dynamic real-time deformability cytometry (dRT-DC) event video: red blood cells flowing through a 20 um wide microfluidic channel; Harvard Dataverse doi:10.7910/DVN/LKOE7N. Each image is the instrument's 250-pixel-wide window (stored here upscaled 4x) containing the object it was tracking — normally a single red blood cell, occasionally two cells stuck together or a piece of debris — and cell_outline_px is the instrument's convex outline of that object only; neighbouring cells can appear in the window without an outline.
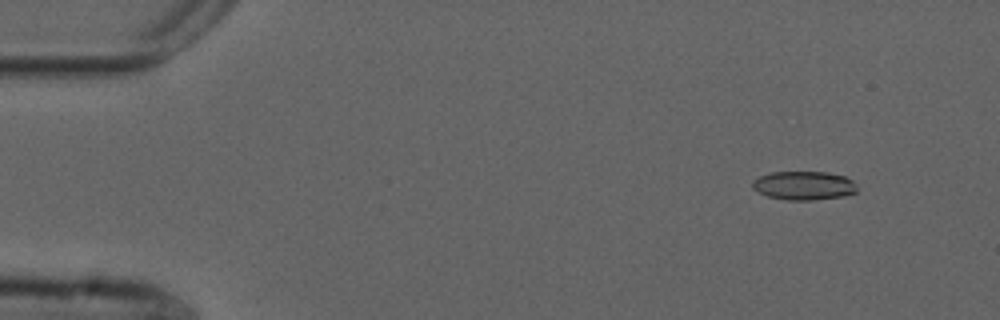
{"species": "common noctule bat (a hibernating species)", "species_latin": "Nyctalus noctula", "temperature_condition": "cold", "stored_images_in_passage": 51, "camera_frame_rate_fps": 3000, "um_per_image_px": 0.085, "animal": {"sex": "male", "forearm_length_mm": 52.5}, "frame": {"image": 1, "passage_image": 2, "time_ms": 0.333, "image_size_px": [1000, 320], "cell_outline_px": [[856, 192], [844, 196], [812, 200], [788, 200], [768, 196], [752, 188], [752, 180], [760, 176], [772, 172], [828, 172], [844, 176], [852, 180], [856, 184]], "centroid_in_image_um": [68.33, 15.77], "position_along_channel_um": 16.7, "area_um2": 17.46}}
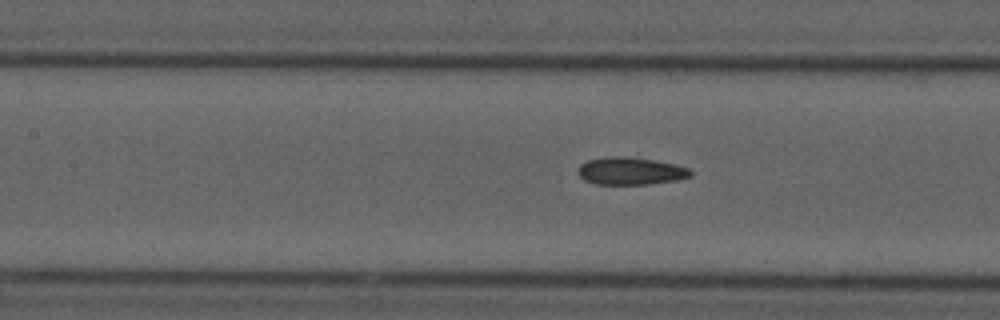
{"frame": {"image": 2, "passage_image": 21, "time_ms": 6.667, "image_size_px": [1000, 320], "cell_outline_px": [[692, 176], [676, 180], [648, 184], [596, 184], [584, 180], [576, 172], [580, 164], [588, 160], [608, 156], [628, 156], [652, 160], [672, 164], [688, 168], [692, 172]], "centroid_in_image_um": [53.55, 14.53], "position_along_channel_um": 153.9, "area_um2": 17.98}}
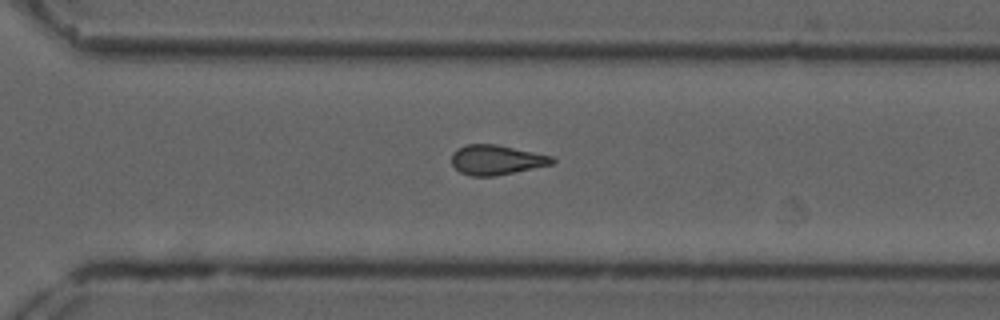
{"frame": {"image": 3, "passage_image": 35, "time_ms": 11.333, "image_size_px": [1000, 320], "cell_outline_px": [[556, 160], [552, 164], [492, 176], [472, 176], [460, 172], [452, 164], [452, 152], [456, 148], [468, 144], [496, 144], [552, 156]], "centroid_in_image_um": [42.16, 13.57], "position_along_channel_um": 328.4, "area_um2": 17.22}, "authors_computed_cell_mechanics": {"area_um2": 17.629, "velocity_mm_per_s": 3.7498, "shape_relaxation_time_tau1_ms": null, "shape_relaxation_time_tau2_ms": 4.0974, "deformation_change_tau1": null, "deformation_change_tau2": 0.114}}